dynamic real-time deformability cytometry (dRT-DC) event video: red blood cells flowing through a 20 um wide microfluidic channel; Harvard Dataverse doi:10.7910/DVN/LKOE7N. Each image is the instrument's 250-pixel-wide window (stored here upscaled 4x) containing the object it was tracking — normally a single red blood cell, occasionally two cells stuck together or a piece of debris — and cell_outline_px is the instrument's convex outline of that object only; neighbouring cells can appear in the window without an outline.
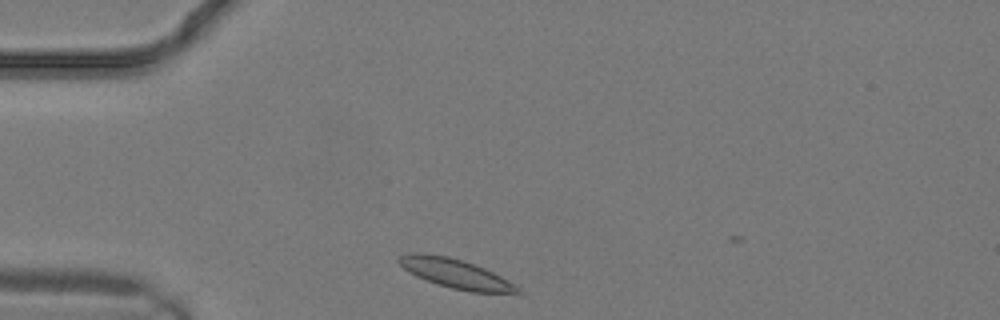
{"species": "common noctule bat (a hibernating species)", "species_latin": "Nyctalus noctula", "temperature_condition": "warm", "stored_images_in_passage": 2, "camera_frame_rate_fps": 3000, "um_per_image_px": 0.085, "animal": {"sex": "male", "body_mass_g": 19.2, "forearm_length_mm": 51.8}, "frame": {"image": 1, "passage_image": 1, "time_ms": 0.0, "image_size_px": [1000, 320], "cell_outline_px": [[524, 292], [468, 292], [436, 284], [416, 276], [408, 272], [396, 260], [396, 256], [412, 252], [424, 252], [448, 256], [484, 268], [500, 276], [520, 288]], "centroid_in_image_um": [38.63, 23.23], "position_along_channel_um": 46.4, "area_um2": 20.11}}